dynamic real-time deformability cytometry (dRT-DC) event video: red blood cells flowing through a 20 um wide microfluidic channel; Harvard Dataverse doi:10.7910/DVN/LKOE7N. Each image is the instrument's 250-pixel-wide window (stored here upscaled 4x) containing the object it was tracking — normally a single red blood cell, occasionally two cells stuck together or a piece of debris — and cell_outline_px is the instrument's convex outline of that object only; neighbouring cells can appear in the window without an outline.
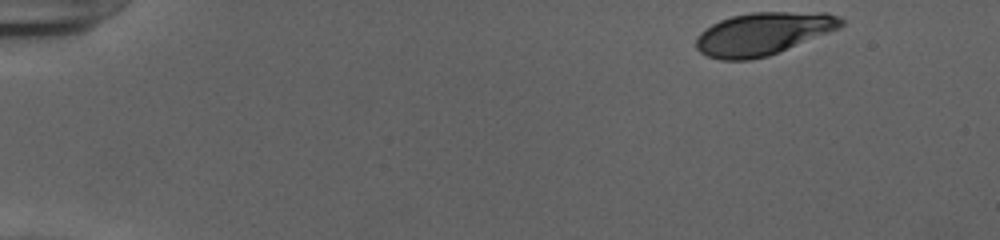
{"species": "human", "species_latin": "Homo sapiens", "temperature_condition": "cold", "stored_images_in_passage": 48, "camera_frame_rate_fps": 3000, "um_per_image_px": 0.085, "donor": {"sex": "female"}, "frame": {"image": 1, "passage_image": 1, "time_ms": 0.0, "image_size_px": [1000, 240], "cell_outline_px": [[844, 24], [840, 28], [768, 56], [748, 60], [720, 60], [708, 56], [700, 52], [696, 48], [696, 36], [704, 28], [720, 20], [732, 16], [752, 12], [824, 12], [836, 16], [844, 20]], "centroid_in_image_um": [64.84, 2.86], "position_along_channel_um": 20.2, "area_um2": 36.01}}
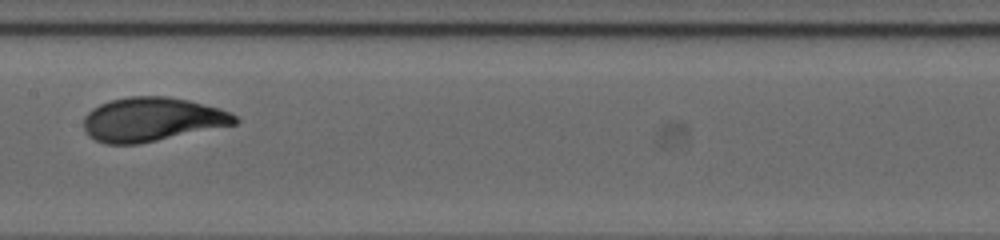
{"frame": {"image": 2, "passage_image": 24, "time_ms": 7.667, "image_size_px": [1000, 240], "cell_outline_px": [[240, 120], [236, 124], [140, 144], [104, 144], [88, 136], [84, 132], [84, 116], [92, 108], [100, 104], [112, 100], [128, 96], [168, 96], [188, 100], [220, 108], [232, 112]], "centroid_in_image_um": [12.92, 10.15], "position_along_channel_um": 194.5, "area_um2": 39.02}}
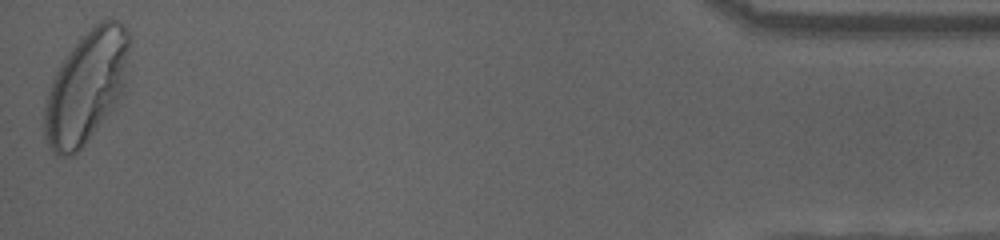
{"frame": {"image": 3, "passage_image": 48, "time_ms": 15.667, "image_size_px": [1000, 240], "cell_outline_px": [[132, 40], [124, 88], [116, 104], [84, 144], [72, 156], [56, 156], [48, 148], [44, 136], [44, 108], [48, 92], [52, 80], [56, 72], [72, 48], [100, 20], [116, 20], [124, 24], [128, 28], [132, 36]], "centroid_in_image_um": [7.36, 7.38], "position_along_channel_um": 427.8, "area_um2": 55.2}, "authors_computed_cell_mechanics": {"area_um2": 37.9457, "velocity_mm_per_s": 3.903, "shape_relaxation_time_tau1_ms": 2.6524, "shape_relaxation_time_tau2_ms": null, "deformation_change_tau1": 0.1589, "deformation_change_tau2": null}}